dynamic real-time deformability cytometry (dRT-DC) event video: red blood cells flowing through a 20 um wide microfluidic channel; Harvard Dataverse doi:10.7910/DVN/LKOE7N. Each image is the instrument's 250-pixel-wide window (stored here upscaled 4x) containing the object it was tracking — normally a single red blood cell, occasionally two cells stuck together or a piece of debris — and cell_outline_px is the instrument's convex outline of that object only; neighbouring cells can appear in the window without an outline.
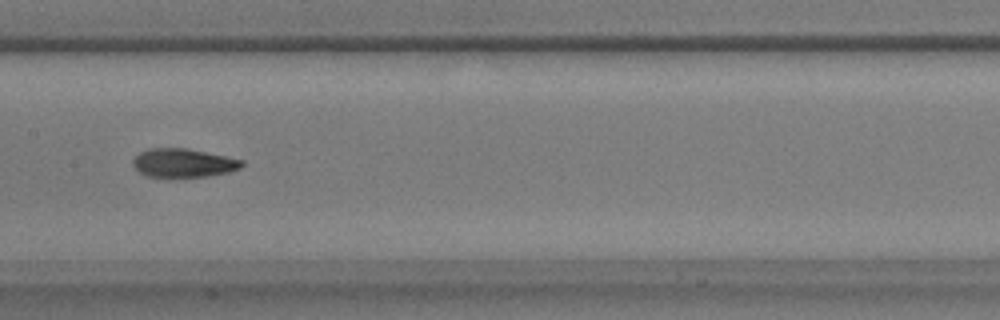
{"species": "common noctule bat (a hibernating species)", "species_latin": "Nyctalus noctula", "temperature_condition": "warm", "stored_images_in_passage": 53, "camera_frame_rate_fps": 3000, "um_per_image_px": 0.085, "animal": {"sex": "male", "body_mass_g": 17.9}, "frame": {"image": 1, "passage_image": 27, "time_ms": 8.667, "image_size_px": [1000, 320], "cell_outline_px": [[244, 164], [240, 168], [228, 172], [208, 176], [148, 176], [140, 172], [132, 164], [132, 160], [140, 152], [148, 148], [188, 148], [244, 160]], "centroid_in_image_um": [15.6, 13.83], "position_along_channel_um": 191.8, "area_um2": 17.98}}
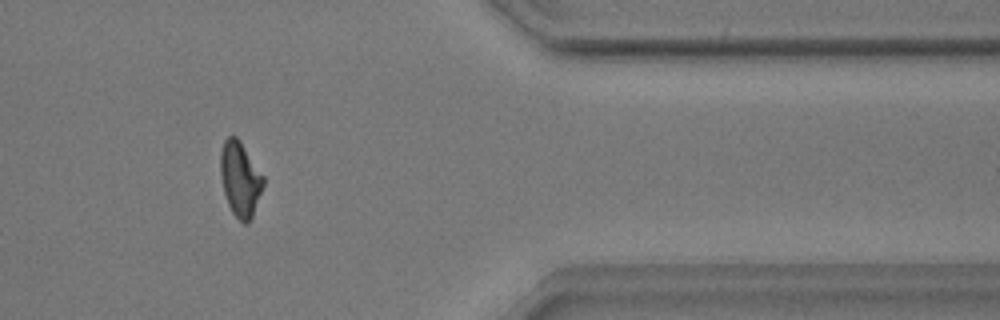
{"frame": {"image": 2, "passage_image": 44, "time_ms": 14.333, "image_size_px": [1000, 320], "cell_outline_px": [[264, 184], [252, 216], [248, 224], [244, 224], [232, 212], [228, 204], [224, 192], [220, 176], [220, 152], [224, 140], [228, 136], [236, 136], [240, 140], [264, 176]], "centroid_in_image_um": [20.4, 15.2], "position_along_channel_um": 391.0, "area_um2": 18.67}}
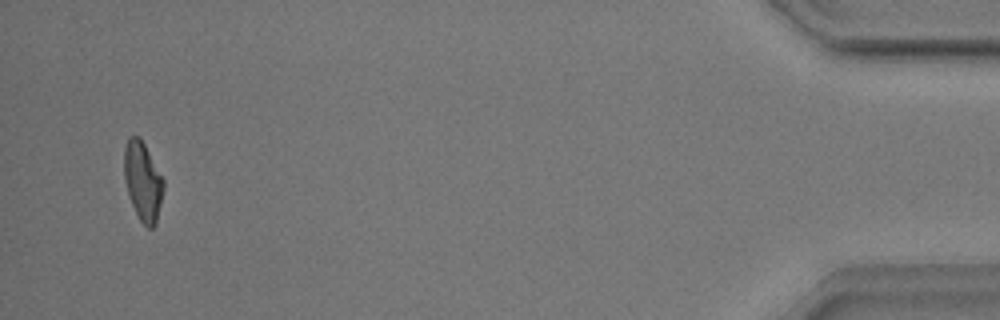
{"frame": {"image": 3, "passage_image": 51, "time_ms": 16.667, "image_size_px": [1000, 320], "cell_outline_px": [[164, 188], [156, 224], [152, 228], [148, 228], [140, 220], [132, 204], [124, 180], [124, 148], [128, 136], [140, 136], [164, 180]], "centroid_in_image_um": [12.13, 15.38], "position_along_channel_um": 423.1, "area_um2": 18.03}, "authors_computed_cell_mechanics": {"area_um2": 18.0914, "velocity_mm_per_s": 3.8883, "shape_relaxation_time_tau1_ms": 4.2965, "shape_relaxation_time_tau2_ms": 2.3526, "deformation_change_tau1": 0.184, "deformation_change_tau2": 0.0698}}